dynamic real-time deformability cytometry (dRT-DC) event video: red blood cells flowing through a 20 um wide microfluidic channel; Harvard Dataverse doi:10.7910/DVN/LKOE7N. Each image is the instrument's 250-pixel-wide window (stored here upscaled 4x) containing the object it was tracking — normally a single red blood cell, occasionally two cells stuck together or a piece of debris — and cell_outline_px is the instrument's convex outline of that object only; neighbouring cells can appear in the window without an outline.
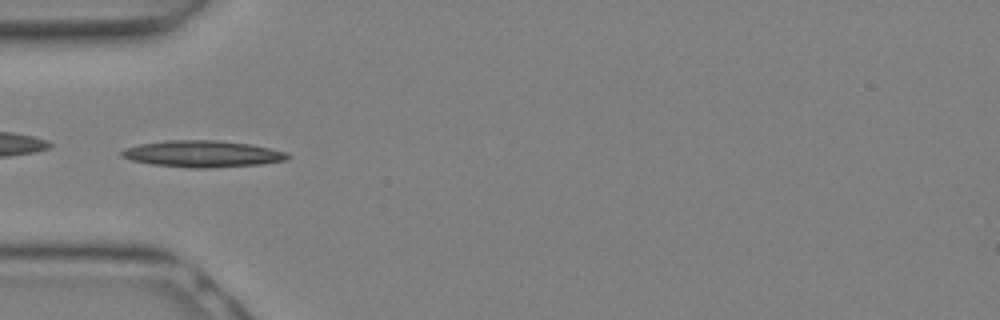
{"species": "Egyptian fruit bat (a non-hibernating species)", "species_latin": "Rousettus aegyptiacus", "temperature_condition": "warm", "stored_images_in_passage": 12, "camera_frame_rate_fps": 3000, "um_per_image_px": 0.085, "animal": {"sex": "female"}, "frame": {"image": 1, "passage_image": 9, "time_ms": 2.667, "image_size_px": [1000, 320], "cell_outline_px": [[292, 156], [288, 160], [260, 164], [208, 168], [192, 168], [152, 164], [132, 160], [120, 156], [120, 152], [124, 148], [140, 144], [164, 140], [216, 140], [248, 144], [288, 152]], "centroid_in_image_um": [17.21, 13.08], "position_along_channel_um": 67.8, "area_um2": 25.72}}